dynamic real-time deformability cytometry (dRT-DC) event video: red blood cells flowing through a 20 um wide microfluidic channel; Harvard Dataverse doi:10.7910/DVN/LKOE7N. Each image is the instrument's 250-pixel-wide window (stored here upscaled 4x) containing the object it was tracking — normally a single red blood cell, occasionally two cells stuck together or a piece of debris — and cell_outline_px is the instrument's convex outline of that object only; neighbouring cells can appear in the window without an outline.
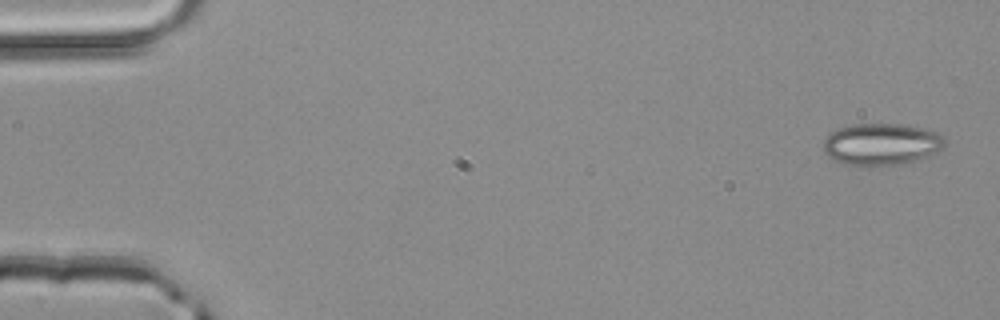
{"species": "common noctule bat (a hibernating species)", "species_latin": "Nyctalus noctula", "temperature_condition": "room temperature", "stored_images_in_passage": 4, "camera_frame_rate_fps": 3000, "um_per_image_px": 0.085, "animal": {"sex": "male", "body_mass_g": 20.4}, "frame": {"image": 1, "passage_image": 1, "time_ms": 0.0, "image_size_px": [1000, 320], "cell_outline_px": [[948, 144], [936, 152], [912, 160], [896, 164], [844, 164], [828, 156], [824, 152], [824, 140], [832, 132], [840, 128], [852, 124], [900, 124], [924, 128], [936, 132], [944, 136], [948, 140]], "centroid_in_image_um": [74.96, 12.22], "position_along_channel_um": 10.0, "area_um2": 29.02}}